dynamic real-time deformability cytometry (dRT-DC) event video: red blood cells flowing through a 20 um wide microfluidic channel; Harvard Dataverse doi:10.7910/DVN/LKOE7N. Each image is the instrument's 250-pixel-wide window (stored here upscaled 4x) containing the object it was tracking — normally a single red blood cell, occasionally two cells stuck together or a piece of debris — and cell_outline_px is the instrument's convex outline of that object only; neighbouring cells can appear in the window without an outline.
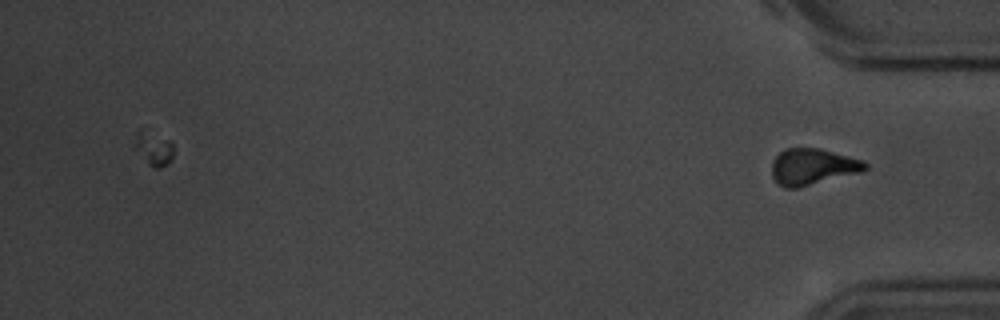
{"species": "common noctule bat (a hibernating species)", "species_latin": "Nyctalus noctula", "temperature_condition": "room temperature", "stored_images_in_passage": 39, "camera_frame_rate_fps": 3000, "um_per_image_px": 0.085, "animal": {"sex": "male", "body_mass_g": 20.1, "forearm_length_mm": 53.5}, "frame": {"image": 1, "passage_image": 39, "time_ms": 12.667, "image_size_px": [1000, 320], "cell_outline_px": [[868, 168], [860, 172], [796, 188], [784, 188], [772, 176], [772, 160], [784, 148], [820, 148], [864, 160], [868, 164]], "centroid_in_image_um": [69.08, 14.15], "position_along_channel_um": 366.1, "area_um2": 19.65}}